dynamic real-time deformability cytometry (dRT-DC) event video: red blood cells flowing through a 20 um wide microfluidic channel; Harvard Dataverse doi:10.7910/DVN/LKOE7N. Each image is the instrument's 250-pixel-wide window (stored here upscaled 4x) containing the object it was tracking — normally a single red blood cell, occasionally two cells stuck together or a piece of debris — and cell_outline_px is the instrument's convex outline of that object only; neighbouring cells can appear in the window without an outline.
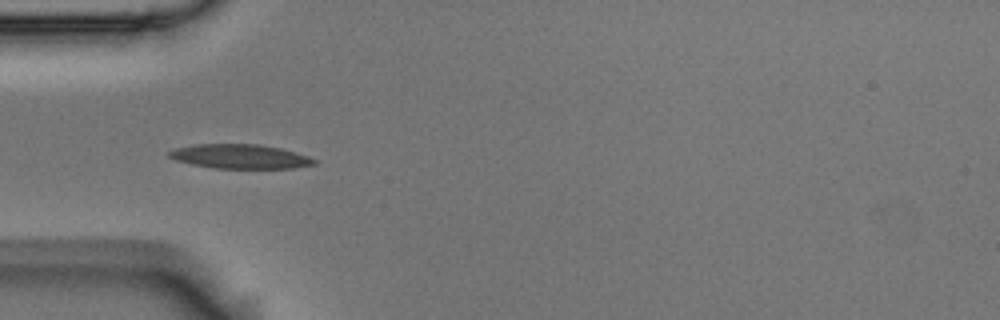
{"species": "Egyptian fruit bat (a non-hibernating species)", "species_latin": "Rousettus aegyptiacus", "temperature_condition": "room temperature", "stored_images_in_passage": 12, "camera_frame_rate_fps": 3000, "um_per_image_px": 0.085, "animal": {"sex": "male"}, "frame": {"image": 1, "passage_image": 4, "time_ms": 1.0, "image_size_px": [1000, 320], "cell_outline_px": [[320, 160], [316, 164], [292, 168], [216, 168], [192, 164], [176, 160], [168, 156], [168, 152], [176, 148], [196, 144], [260, 144], [280, 148], [308, 156]], "centroid_in_image_um": [20.44, 13.3], "position_along_channel_um": 64.6, "area_um2": 20.46}}
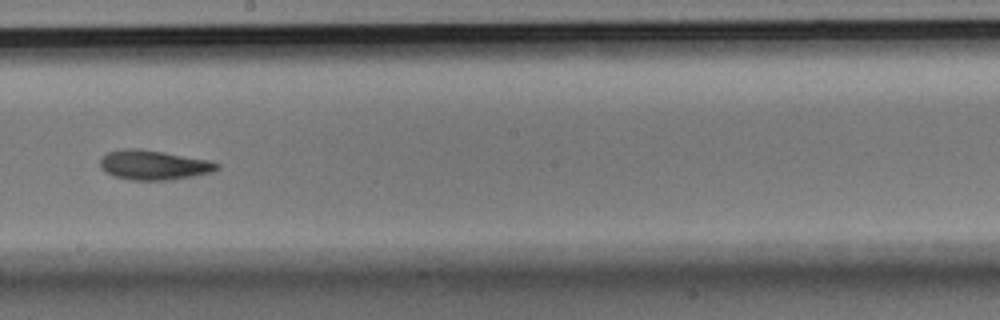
{"frame": {"image": 2, "passage_image": 8, "time_ms": 2.333, "image_size_px": [1000, 320], "cell_outline_px": [[220, 168], [212, 172], [192, 176], [168, 180], [132, 180], [116, 176], [100, 168], [100, 156], [108, 152], [124, 148], [136, 148], [164, 152], [212, 160], [220, 164]], "centroid_in_image_um": [13.09, 14.01], "position_along_channel_um": 235.1, "area_um2": 20.23}}
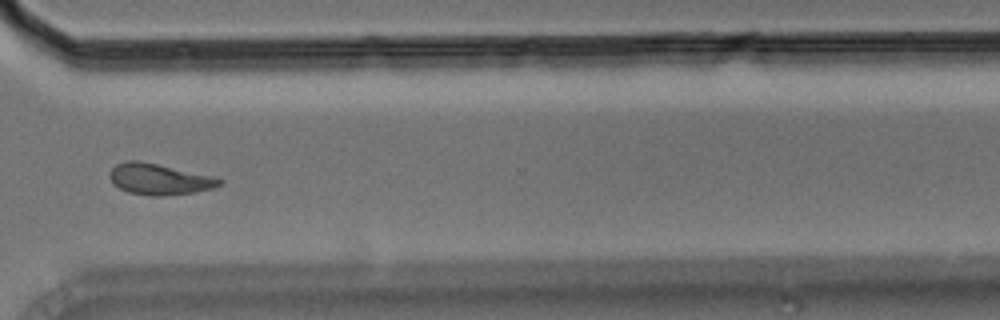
{"frame": {"image": 3, "passage_image": 11, "time_ms": 3.333, "image_size_px": [1000, 320], "cell_outline_px": [[224, 180], [220, 184], [212, 188], [192, 192], [160, 196], [152, 196], [128, 192], [112, 184], [108, 176], [108, 172], [116, 164], [124, 160], [140, 160], [216, 176]], "centroid_in_image_um": [13.5, 15.2], "position_along_channel_um": 357.1, "area_um2": 20.11}}